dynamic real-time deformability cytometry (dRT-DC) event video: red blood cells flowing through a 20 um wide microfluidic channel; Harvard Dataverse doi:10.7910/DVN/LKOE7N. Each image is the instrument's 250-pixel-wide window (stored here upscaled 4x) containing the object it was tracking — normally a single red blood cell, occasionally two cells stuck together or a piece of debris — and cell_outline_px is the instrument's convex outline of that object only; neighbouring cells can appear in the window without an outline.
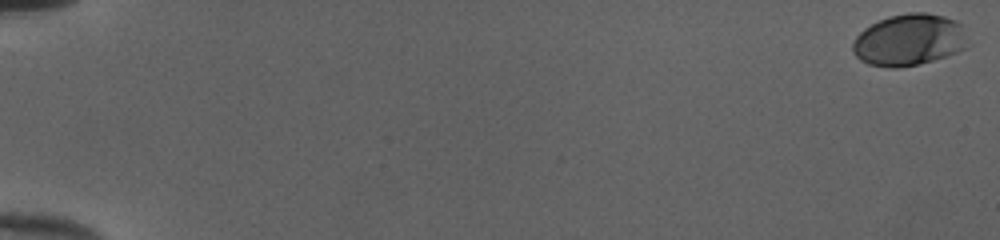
{"species": "human", "species_latin": "Homo sapiens", "temperature_condition": "cold", "stored_images_in_passage": 53, "camera_frame_rate_fps": 3000, "um_per_image_px": 0.085, "donor": {"sex": "female"}, "frame": {"image": 1, "passage_image": 1, "time_ms": 0.0, "image_size_px": [1000, 240], "cell_outline_px": [[972, 44], [956, 52], [932, 60], [900, 68], [892, 68], [868, 64], [860, 60], [852, 52], [852, 44], [856, 36], [864, 28], [888, 16], [908, 12], [924, 12], [944, 16], [956, 20], [960, 24]], "centroid_in_image_um": [77.28, 3.38], "position_along_channel_um": 7.7, "area_um2": 34.85}}
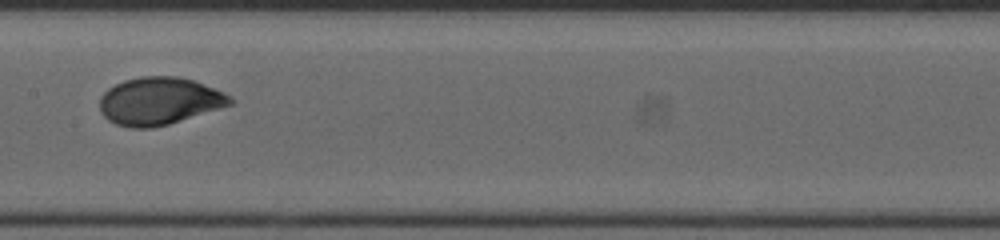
{"frame": {"image": 2, "passage_image": 30, "time_ms": 9.667, "image_size_px": [1000, 240], "cell_outline_px": [[232, 104], [168, 124], [152, 128], [128, 128], [116, 124], [108, 120], [100, 112], [100, 96], [108, 88], [124, 80], [140, 76], [176, 76], [196, 80], [224, 92], [232, 100]], "centroid_in_image_um": [13.5, 8.58], "position_along_channel_um": 193.9, "area_um2": 36.13}}
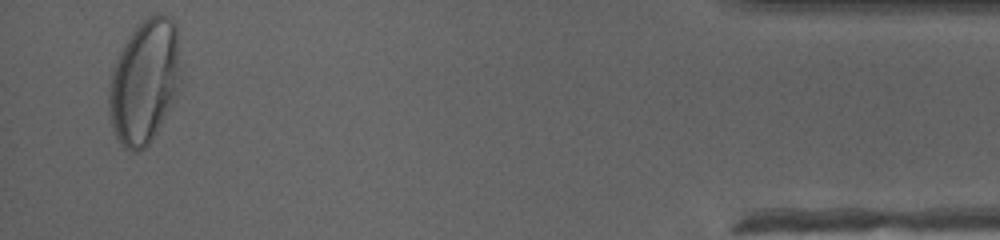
{"frame": {"image": 3, "passage_image": 52, "time_ms": 17.0, "image_size_px": [1000, 240], "cell_outline_px": [[184, 80], [172, 104], [156, 132], [148, 144], [144, 148], [136, 152], [132, 152], [124, 148], [120, 144], [112, 128], [108, 116], [108, 84], [112, 68], [128, 36], [148, 16], [156, 12], [168, 16], [176, 24]], "centroid_in_image_um": [12.3, 6.93], "position_along_channel_um": 422.9, "area_um2": 53.0}, "authors_computed_cell_mechanics": {"area_um2": 34.8534, "velocity_mm_per_s": 4.0066, "shape_relaxation_time_tau1_ms": 3.3052, "shape_relaxation_time_tau2_ms": null, "deformation_change_tau1": 0.1826, "deformation_change_tau2": null}}